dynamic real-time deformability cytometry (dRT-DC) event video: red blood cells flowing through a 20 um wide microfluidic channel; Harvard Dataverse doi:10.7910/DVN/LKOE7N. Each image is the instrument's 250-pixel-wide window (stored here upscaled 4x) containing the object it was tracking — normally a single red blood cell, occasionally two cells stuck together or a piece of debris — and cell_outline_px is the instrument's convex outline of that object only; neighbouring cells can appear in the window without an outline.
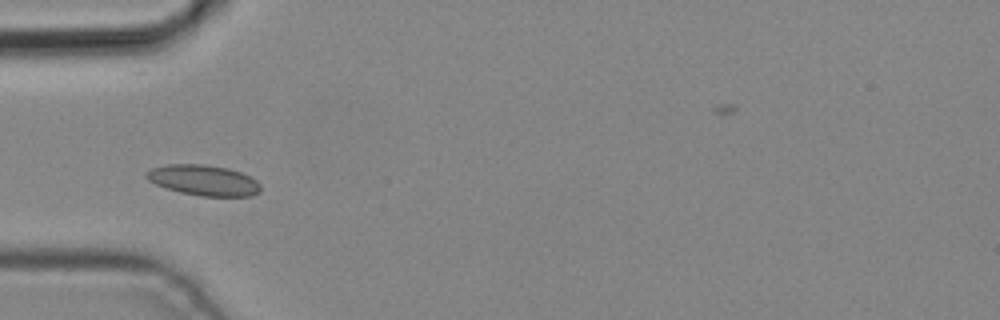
{"species": "common noctule bat (a hibernating species)", "species_latin": "Nyctalus noctula", "temperature_condition": "cold", "stored_images_in_passage": 5, "camera_frame_rate_fps": 3000, "um_per_image_px": 0.085, "animal": {"sex": "male", "body_mass_g": 19.2, "forearm_length_mm": 51.8}, "frame": {"image": 1, "passage_image": 4, "time_ms": 1.0, "image_size_px": [1000, 320], "cell_outline_px": [[260, 192], [252, 196], [200, 196], [180, 192], [156, 184], [148, 180], [144, 176], [144, 172], [152, 168], [168, 164], [204, 164], [228, 168], [240, 172], [256, 180], [260, 184]], "centroid_in_image_um": [17.29, 15.32], "position_along_channel_um": 67.7, "area_um2": 20.35}}
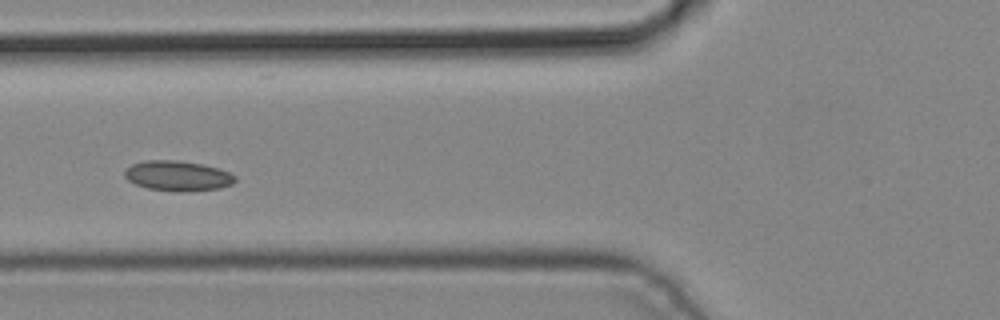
{"frame": {"image": 2, "passage_image": 5, "time_ms": 1.333, "image_size_px": [1000, 320], "cell_outline_px": [[236, 180], [232, 184], [220, 188], [188, 192], [180, 192], [148, 188], [136, 184], [128, 180], [124, 176], [124, 172], [132, 164], [144, 160], [176, 160], [204, 164], [228, 172], [236, 176]], "centroid_in_image_um": [15.11, 14.95], "position_along_channel_um": 110.7, "area_um2": 19.42}}